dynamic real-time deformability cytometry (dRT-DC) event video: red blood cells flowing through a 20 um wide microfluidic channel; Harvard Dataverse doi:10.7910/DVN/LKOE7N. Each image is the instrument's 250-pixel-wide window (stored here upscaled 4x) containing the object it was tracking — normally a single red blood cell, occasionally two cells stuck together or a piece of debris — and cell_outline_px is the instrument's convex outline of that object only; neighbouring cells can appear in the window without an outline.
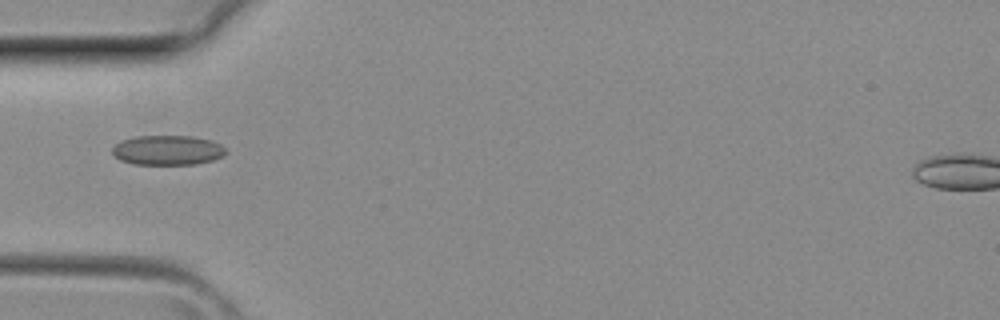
{"species": "common noctule bat (a hibernating species)", "species_latin": "Nyctalus noctula", "temperature_condition": "room temperature", "stored_images_in_passage": 27, "camera_frame_rate_fps": 3000, "um_per_image_px": 0.085, "animal": {"sex": "female", "body_mass_g": 29.2, "forearm_length_mm": 56.3}, "frame": {"image": 1, "passage_image": 1, "time_ms": 0.0, "image_size_px": [1000, 320], "cell_outline_px": [[228, 152], [224, 156], [212, 160], [196, 164], [132, 164], [120, 160], [112, 156], [112, 148], [120, 140], [136, 136], [192, 136], [212, 140], [220, 144]], "centroid_in_image_um": [14.23, 12.76], "position_along_channel_um": 70.8, "area_um2": 19.88}}
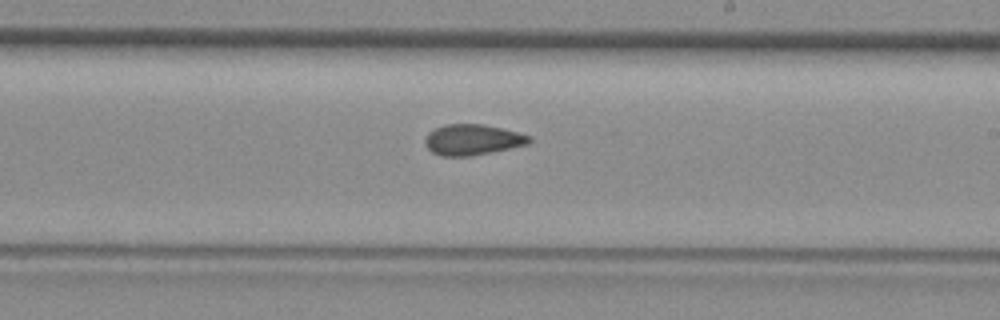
{"frame": {"image": 2, "passage_image": 11, "time_ms": 3.333, "image_size_px": [1000, 320], "cell_outline_px": [[532, 140], [528, 144], [468, 156], [440, 156], [432, 152], [424, 144], [424, 140], [428, 132], [444, 124], [484, 124], [532, 136]], "centroid_in_image_um": [40.12, 11.87], "position_along_channel_um": 248.9, "area_um2": 18.5}}
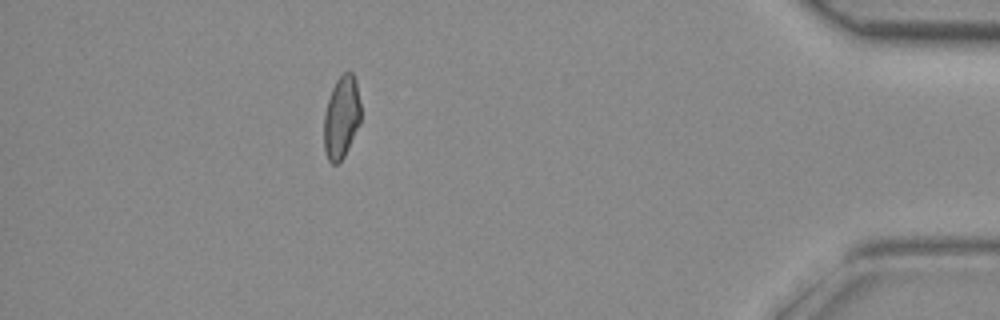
{"frame": {"image": 3, "passage_image": 23, "time_ms": 7.333, "image_size_px": [1000, 320], "cell_outline_px": [[360, 124], [340, 164], [332, 164], [328, 160], [324, 152], [324, 116], [328, 100], [332, 88], [336, 80], [348, 68], [352, 72], [356, 80], [360, 104]], "centroid_in_image_um": [29.02, 9.97], "position_along_channel_um": 406.2, "area_um2": 17.92}}